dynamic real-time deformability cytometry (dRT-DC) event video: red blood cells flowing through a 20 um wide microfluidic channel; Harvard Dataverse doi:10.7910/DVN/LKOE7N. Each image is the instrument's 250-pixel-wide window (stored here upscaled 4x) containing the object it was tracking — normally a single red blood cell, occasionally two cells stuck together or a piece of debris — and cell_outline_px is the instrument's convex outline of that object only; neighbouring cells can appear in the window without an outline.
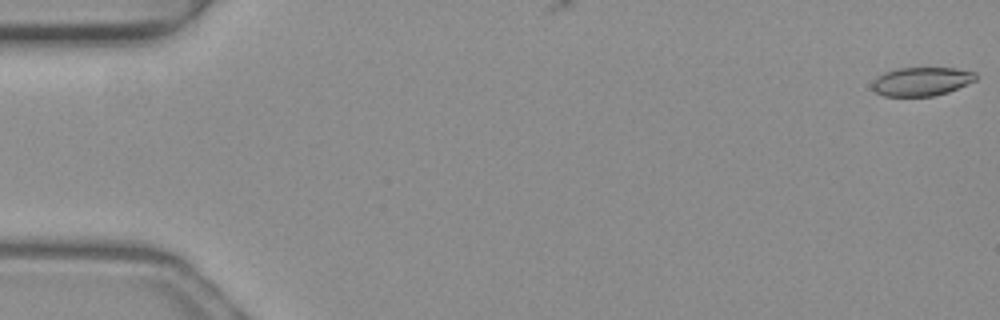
{"species": "common noctule bat (a hibernating species)", "species_latin": "Nyctalus noctula", "temperature_condition": "warm", "stored_images_in_passage": 7, "camera_frame_rate_fps": 3000, "um_per_image_px": 0.085, "animal": {"sex": "female", "body_mass_g": 19.3, "forearm_length_mm": 54.1}, "frame": {"image": 1, "passage_image": 1, "time_ms": 0.0, "image_size_px": [1000, 320], "cell_outline_px": [[976, 80], [948, 92], [932, 96], [884, 96], [876, 92], [872, 88], [872, 84], [884, 72], [896, 68], [956, 68], [976, 72]], "centroid_in_image_um": [78.35, 6.92], "position_along_channel_um": 6.7, "area_um2": 17.17}}